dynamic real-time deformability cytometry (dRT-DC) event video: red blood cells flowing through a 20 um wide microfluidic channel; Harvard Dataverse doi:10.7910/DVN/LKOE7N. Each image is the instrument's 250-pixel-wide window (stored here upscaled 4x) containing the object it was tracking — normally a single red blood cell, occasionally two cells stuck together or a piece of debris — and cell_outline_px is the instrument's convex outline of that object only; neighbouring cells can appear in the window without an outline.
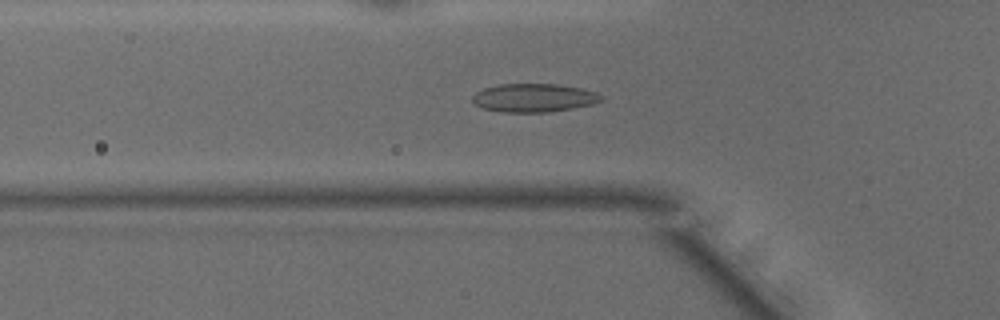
{"species": "common noctule bat (a hibernating species)", "species_latin": "Nyctalus noctula", "temperature_condition": "warm", "stored_images_in_passage": 48, "camera_frame_rate_fps": 3000, "um_per_image_px": 0.085, "animal": {"sex": "male", "body_mass_g": 15.6}, "frame": {"image": 1, "passage_image": 16, "time_ms": 5.0, "image_size_px": [1000, 320], "cell_outline_px": [[604, 100], [592, 104], [572, 108], [548, 112], [504, 112], [484, 108], [476, 104], [472, 100], [472, 96], [476, 92], [484, 88], [496, 84], [556, 84], [580, 88], [596, 92], [604, 96]], "centroid_in_image_um": [45.4, 8.31], "position_along_channel_um": 80.4, "area_um2": 21.27}}
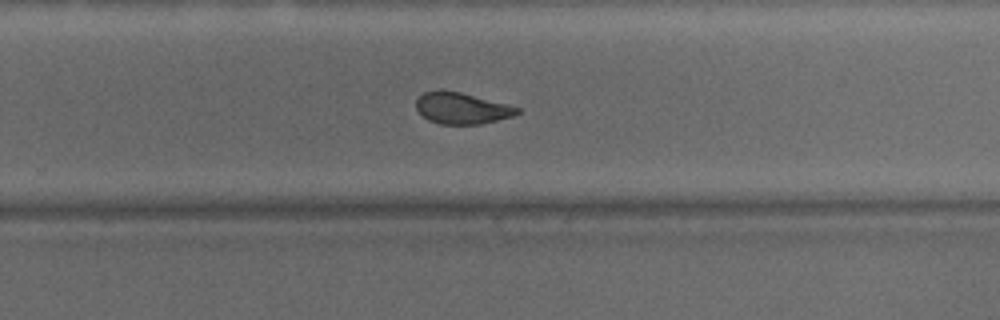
{"frame": {"image": 2, "passage_image": 31, "time_ms": 10.0, "image_size_px": [1000, 320], "cell_outline_px": [[520, 112], [512, 116], [480, 124], [440, 124], [428, 120], [416, 108], [416, 100], [424, 92], [440, 88], [460, 92], [520, 108]], "centroid_in_image_um": [39.2, 9.18], "position_along_channel_um": 290.6, "area_um2": 18.32}}
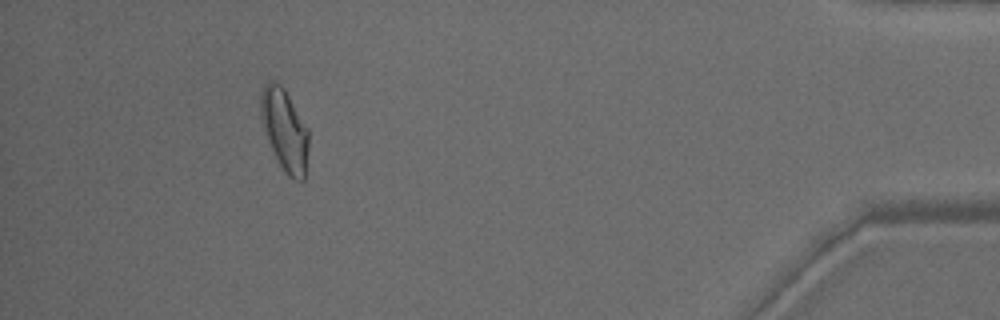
{"frame": {"image": 3, "passage_image": 44, "time_ms": 14.333, "image_size_px": [1000, 320], "cell_outline_px": [[308, 148], [304, 180], [292, 180], [284, 172], [264, 132], [260, 116], [260, 92], [264, 84], [268, 80], [272, 80], [280, 84], [284, 88], [308, 128]], "centroid_in_image_um": [24.18, 11.01], "position_along_channel_um": 411.0, "area_um2": 22.89}, "authors_computed_cell_mechanics": {"area_um2": 20.7791, "velocity_mm_per_s": 4.1829, "shape_relaxation_time_tau1_ms": null, "shape_relaxation_time_tau2_ms": 1.206, "deformation_change_tau1": null, "deformation_change_tau2": 0.062}}